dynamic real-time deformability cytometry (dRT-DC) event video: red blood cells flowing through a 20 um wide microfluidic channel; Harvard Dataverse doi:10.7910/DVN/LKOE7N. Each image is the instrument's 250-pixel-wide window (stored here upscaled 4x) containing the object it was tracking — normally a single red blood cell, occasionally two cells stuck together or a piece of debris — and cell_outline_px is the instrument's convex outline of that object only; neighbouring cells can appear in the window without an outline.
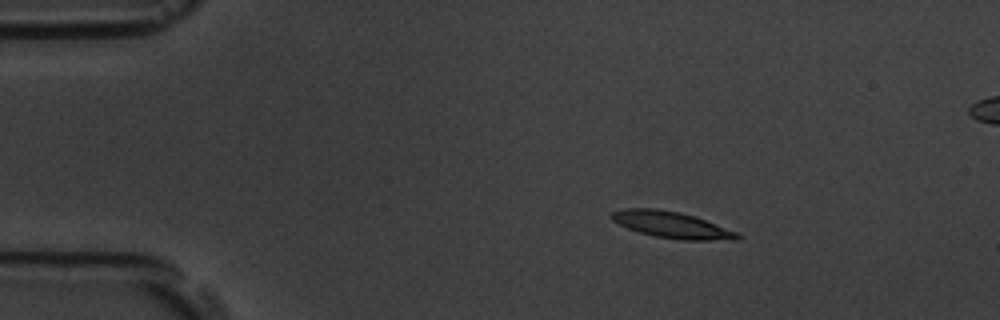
{"species": "common noctule bat (a hibernating species)", "species_latin": "Nyctalus noctula", "temperature_condition": "room temperature", "stored_images_in_passage": 4, "camera_frame_rate_fps": 3000, "um_per_image_px": 0.085, "animal": {"sex": "male", "body_mass_g": 19.5, "forearm_length_mm": 54.6}, "frame": {"image": 1, "passage_image": 1, "time_ms": 0.0, "image_size_px": [1000, 320], "cell_outline_px": [[744, 236], [740, 240], [680, 240], [656, 236], [640, 232], [628, 228], [612, 220], [608, 216], [612, 212], [624, 208], [656, 208], [680, 212], [704, 220], [736, 232]], "centroid_in_image_um": [57.09, 19.11], "position_along_channel_um": 27.9, "area_um2": 19.25}}